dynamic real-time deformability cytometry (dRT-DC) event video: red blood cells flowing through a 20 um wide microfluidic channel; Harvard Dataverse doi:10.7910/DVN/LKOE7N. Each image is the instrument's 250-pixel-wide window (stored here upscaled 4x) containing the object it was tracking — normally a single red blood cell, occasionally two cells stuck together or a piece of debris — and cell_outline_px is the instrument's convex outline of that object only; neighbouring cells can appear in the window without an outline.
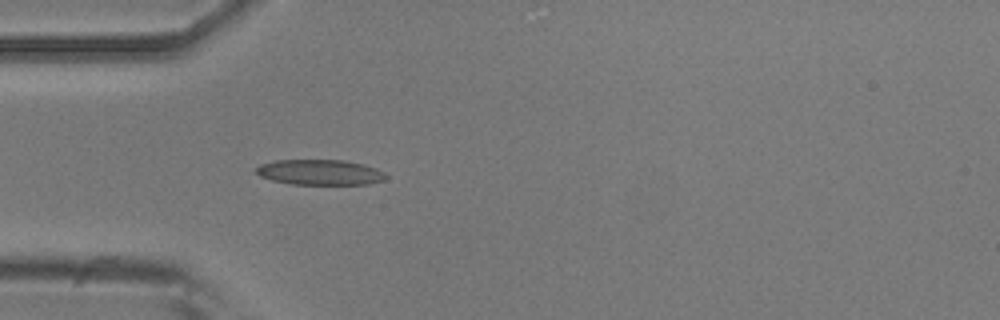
{"species": "common noctule bat (a hibernating species)", "species_latin": "Nyctalus noctula", "temperature_condition": "room temperature", "stored_images_in_passage": 38, "camera_frame_rate_fps": 3000, "um_per_image_px": 0.085, "animal": {"sex": "male", "body_mass_g": 20.5, "forearm_length_mm": 52.5}, "frame": {"image": 1, "passage_image": 1, "time_ms": 0.0, "image_size_px": [1000, 320], "cell_outline_px": [[388, 176], [384, 180], [368, 184], [292, 184], [272, 180], [260, 176], [256, 172], [256, 168], [260, 164], [276, 160], [344, 160], [364, 164], [376, 168], [384, 172]], "centroid_in_image_um": [27.22, 14.64], "position_along_channel_um": 57.8, "area_um2": 19.19}}
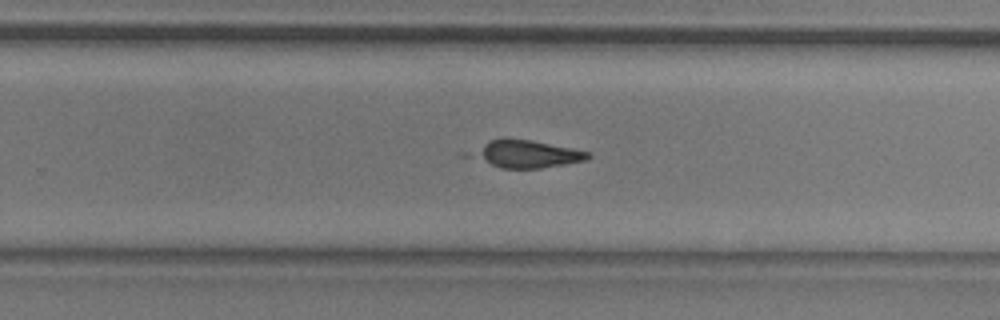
{"frame": {"image": 2, "passage_image": 19, "time_ms": 6.0, "image_size_px": [1000, 320], "cell_outline_px": [[592, 156], [584, 160], [564, 164], [540, 168], [500, 168], [492, 164], [480, 156], [476, 152], [488, 140], [504, 136], [508, 136], [532, 140], [588, 152]], "centroid_in_image_um": [44.86, 13.05], "position_along_channel_um": 284.9, "area_um2": 17.8}}
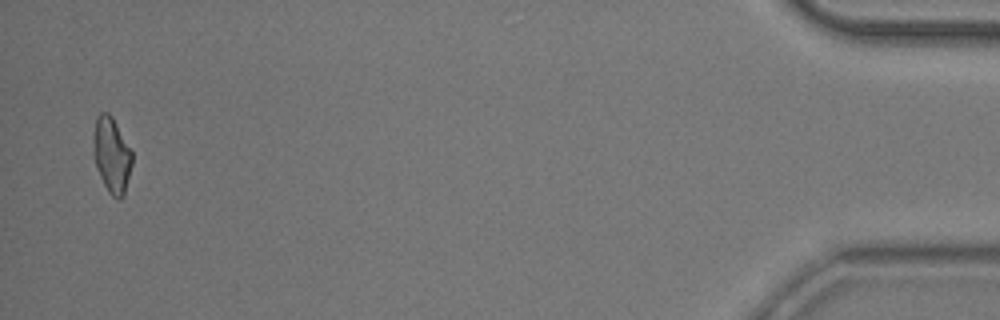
{"frame": {"image": 3, "passage_image": 37, "time_ms": 12.0, "image_size_px": [1000, 320], "cell_outline_px": [[132, 164], [124, 196], [120, 200], [112, 196], [108, 192], [100, 176], [96, 164], [92, 136], [96, 116], [100, 112], [108, 112], [112, 116], [132, 152]], "centroid_in_image_um": [9.49, 13.17], "position_along_channel_um": 425.7, "area_um2": 16.99}}